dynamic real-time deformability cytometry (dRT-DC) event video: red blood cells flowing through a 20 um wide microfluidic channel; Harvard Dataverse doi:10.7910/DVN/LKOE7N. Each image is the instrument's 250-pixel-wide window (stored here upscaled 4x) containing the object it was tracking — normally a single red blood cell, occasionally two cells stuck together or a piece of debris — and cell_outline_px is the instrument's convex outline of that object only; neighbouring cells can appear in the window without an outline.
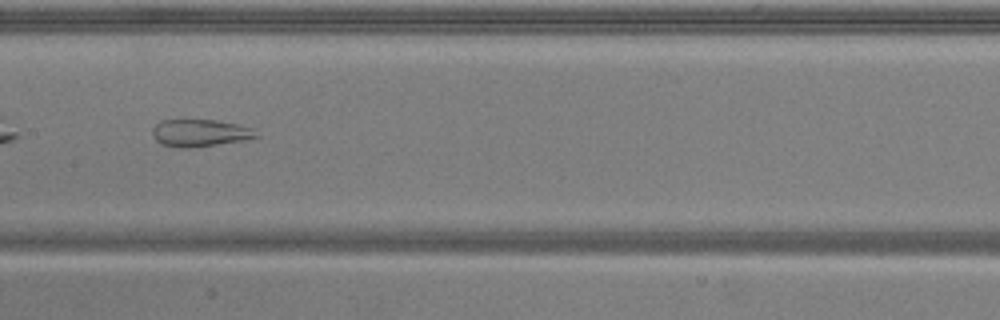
{"species": "common noctule bat (a hibernating species)", "species_latin": "Nyctalus noctula", "temperature_condition": "warm", "stored_images_in_passage": 36, "camera_frame_rate_fps": 3000, "um_per_image_px": 0.085, "animal": {"sex": "male", "body_mass_g": 20.5, "forearm_length_mm": 52.5}, "frame": {"image": 1, "passage_image": 11, "time_ms": 3.333, "image_size_px": [1000, 320], "cell_outline_px": [[260, 136], [244, 140], [192, 148], [180, 148], [160, 144], [152, 136], [152, 128], [160, 120], [216, 120], [256, 128]], "centroid_in_image_um": [17.01, 11.3], "position_along_channel_um": 190.4, "area_um2": 16.7}, "authors_computed_cell_mechanics": {"area_um2": 22.8599, "velocity_mm_per_s": 3.7841, "shape_relaxation_time_tau1_ms": null, "shape_relaxation_time_tau2_ms": 1.6572, "deformation_change_tau1": null, "deformation_change_tau2": 0.0981}}